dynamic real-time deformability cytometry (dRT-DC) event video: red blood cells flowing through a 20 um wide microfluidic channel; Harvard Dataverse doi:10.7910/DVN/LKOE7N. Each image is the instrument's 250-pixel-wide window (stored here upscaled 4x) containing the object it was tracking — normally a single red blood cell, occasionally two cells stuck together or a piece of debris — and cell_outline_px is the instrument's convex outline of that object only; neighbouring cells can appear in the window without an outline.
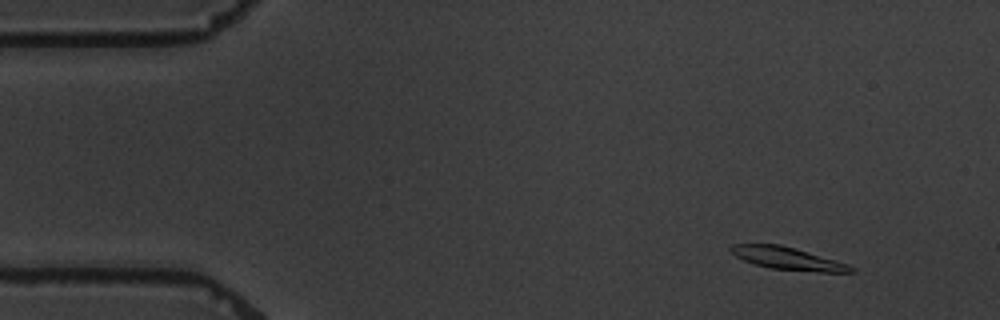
{"species": "common noctule bat (a hibernating species)", "species_latin": "Nyctalus noctula", "temperature_condition": "warm", "stored_images_in_passage": 5, "camera_frame_rate_fps": 3000, "um_per_image_px": 0.085, "animal": {"sex": "male", "body_mass_g": 19.5, "forearm_length_mm": 54.6}, "frame": {"image": 1, "passage_image": 2, "time_ms": 1.0, "image_size_px": [1000, 320], "cell_outline_px": [[856, 272], [820, 272], [772, 268], [756, 264], [744, 260], [736, 256], [728, 248], [732, 244], [780, 244], [796, 248], [848, 264], [856, 268]], "centroid_in_image_um": [66.98, 21.96], "position_along_channel_um": 18.0, "area_um2": 15.61}}